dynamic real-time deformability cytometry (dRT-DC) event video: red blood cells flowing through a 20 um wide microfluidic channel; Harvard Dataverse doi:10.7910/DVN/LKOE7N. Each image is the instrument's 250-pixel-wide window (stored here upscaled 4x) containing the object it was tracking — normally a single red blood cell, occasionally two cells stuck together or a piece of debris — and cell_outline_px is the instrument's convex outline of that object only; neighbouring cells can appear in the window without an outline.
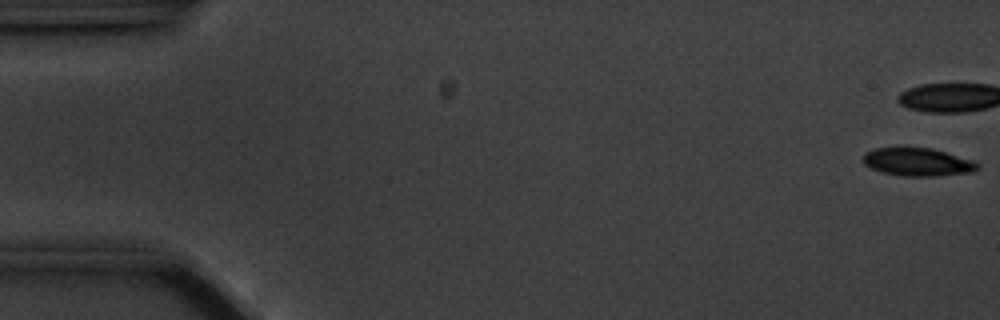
{"species": "common noctule bat (a hibernating species)", "species_latin": "Nyctalus noctula", "temperature_condition": "cold", "stored_images_in_passage": 44, "camera_frame_rate_fps": 3000, "um_per_image_px": 0.085, "animal": {"sex": "male", "body_mass_g": 20.1, "forearm_length_mm": 53.5}, "frame": {"image": 1, "passage_image": 1, "time_ms": 0.0, "image_size_px": [1000, 320], "cell_outline_px": [[980, 168], [972, 172], [936, 176], [904, 176], [880, 172], [864, 164], [860, 160], [864, 152], [876, 148], [932, 148], [976, 160], [980, 164]], "centroid_in_image_um": [78.02, 13.77], "position_along_channel_um": 7.0, "area_um2": 19.02}}